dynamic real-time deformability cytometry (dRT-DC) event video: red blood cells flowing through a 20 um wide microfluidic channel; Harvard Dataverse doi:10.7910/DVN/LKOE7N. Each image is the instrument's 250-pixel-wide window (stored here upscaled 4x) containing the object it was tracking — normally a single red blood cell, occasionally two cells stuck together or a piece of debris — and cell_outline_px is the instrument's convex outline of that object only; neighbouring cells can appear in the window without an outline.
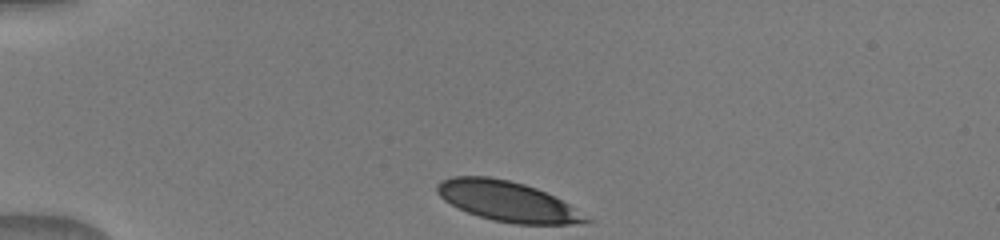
{"species": "human", "species_latin": "Homo sapiens", "temperature_condition": "warm", "stored_images_in_passage": 26, "camera_frame_rate_fps": 3000, "um_per_image_px": 0.085, "donor": {"sex": "male"}, "frame": {"image": 1, "passage_image": 1, "time_ms": 0.0, "image_size_px": [1000, 240], "cell_outline_px": [[596, 220], [572, 224], [516, 224], [492, 220], [468, 212], [444, 200], [436, 192], [436, 184], [440, 180], [452, 176], [488, 176], [508, 180], [524, 184], [536, 188], [568, 204]], "centroid_in_image_um": [43.12, 17.11], "position_along_channel_um": 41.9, "area_um2": 34.56}}
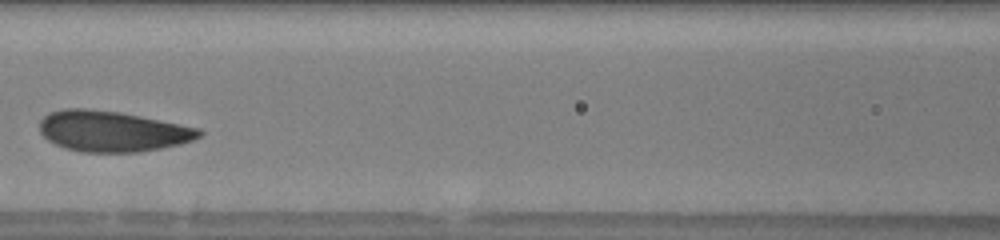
{"frame": {"image": 2, "passage_image": 9, "time_ms": 4.0, "image_size_px": [1000, 240], "cell_outline_px": [[204, 132], [200, 136], [192, 140], [180, 144], [140, 152], [80, 152], [64, 148], [48, 140], [40, 132], [40, 120], [48, 112], [64, 108], [88, 108], [120, 112], [200, 128]], "centroid_in_image_um": [9.52, 11.15], "position_along_channel_um": 157.1, "area_um2": 37.97}}
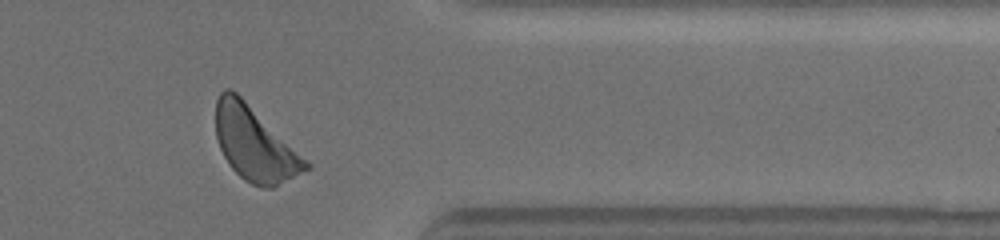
{"frame": {"image": 3, "passage_image": 21, "time_ms": 10.0, "image_size_px": [1000, 240], "cell_outline_px": [[312, 168], [272, 188], [264, 188], [252, 184], [244, 180], [228, 164], [220, 148], [216, 136], [216, 100], [220, 92], [224, 88], [228, 88], [236, 92], [308, 160], [312, 164]], "centroid_in_image_um": [21.66, 12.25], "position_along_channel_um": 389.7, "area_um2": 38.61}}